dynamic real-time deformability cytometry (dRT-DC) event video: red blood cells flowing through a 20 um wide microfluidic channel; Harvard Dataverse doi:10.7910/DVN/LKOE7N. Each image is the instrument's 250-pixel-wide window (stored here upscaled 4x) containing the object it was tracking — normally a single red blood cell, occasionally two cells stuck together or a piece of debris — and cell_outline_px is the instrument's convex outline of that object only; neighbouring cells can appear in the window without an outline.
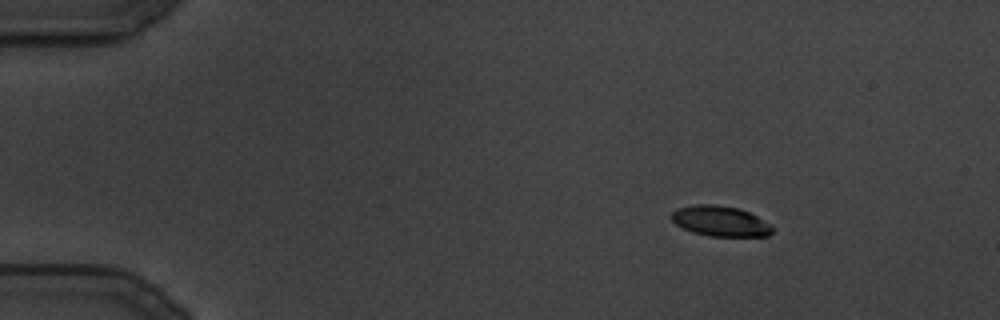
{"species": "common noctule bat (a hibernating species)", "species_latin": "Nyctalus noctula", "temperature_condition": "cold", "stored_images_in_passage": 109, "camera_frame_rate_fps": 3000, "um_per_image_px": 0.085, "animal": {"sex": "male", "body_mass_g": 19.5, "forearm_length_mm": 54.6}, "frame": {"image": 1, "passage_image": 1, "time_ms": 0.0, "image_size_px": [1000, 320], "cell_outline_px": [[772, 232], [768, 236], [708, 236], [692, 232], [676, 224], [668, 216], [676, 208], [692, 204], [712, 204], [740, 208], [772, 224]], "centroid_in_image_um": [61.19, 18.78], "position_along_channel_um": 23.8, "area_um2": 18.03}}
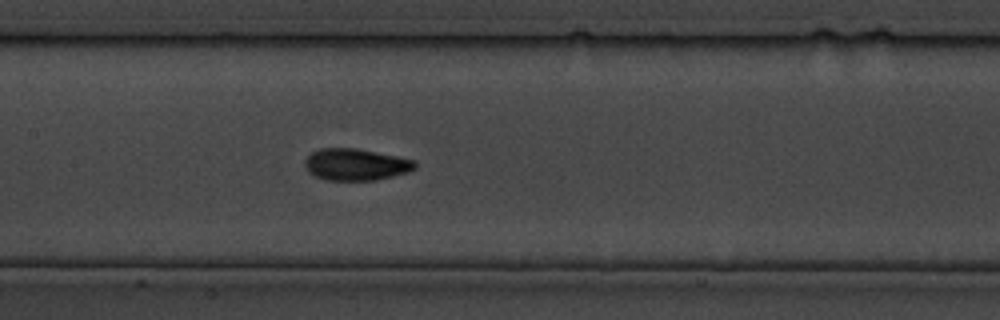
{"frame": {"image": 2, "passage_image": 45, "time_ms": 14.667, "image_size_px": [1000, 320], "cell_outline_px": [[416, 168], [408, 172], [376, 180], [324, 180], [308, 172], [304, 164], [304, 160], [312, 152], [320, 148], [356, 148], [416, 160]], "centroid_in_image_um": [30.23, 13.98], "position_along_channel_um": 177.2, "area_um2": 20.4}}
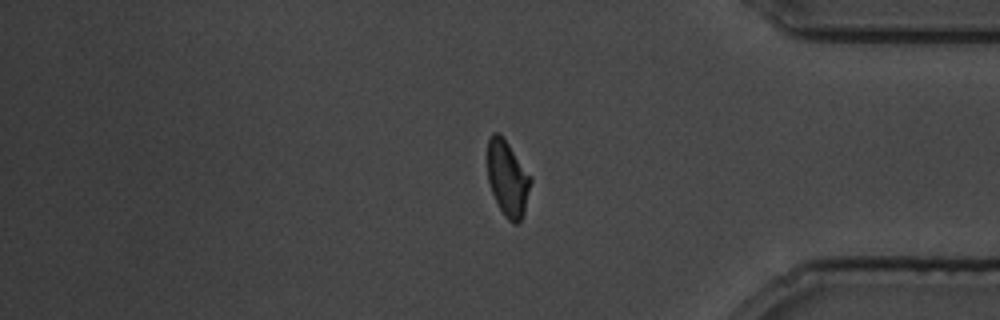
{"frame": {"image": 3, "passage_image": 88, "time_ms": 29.0, "image_size_px": [1000, 320], "cell_outline_px": [[532, 180], [524, 212], [520, 220], [516, 224], [512, 224], [504, 216], [492, 192], [488, 180], [488, 140], [492, 132], [500, 132], [532, 176]], "centroid_in_image_um": [43.16, 15.14], "position_along_channel_um": 392.0, "area_um2": 19.07}}